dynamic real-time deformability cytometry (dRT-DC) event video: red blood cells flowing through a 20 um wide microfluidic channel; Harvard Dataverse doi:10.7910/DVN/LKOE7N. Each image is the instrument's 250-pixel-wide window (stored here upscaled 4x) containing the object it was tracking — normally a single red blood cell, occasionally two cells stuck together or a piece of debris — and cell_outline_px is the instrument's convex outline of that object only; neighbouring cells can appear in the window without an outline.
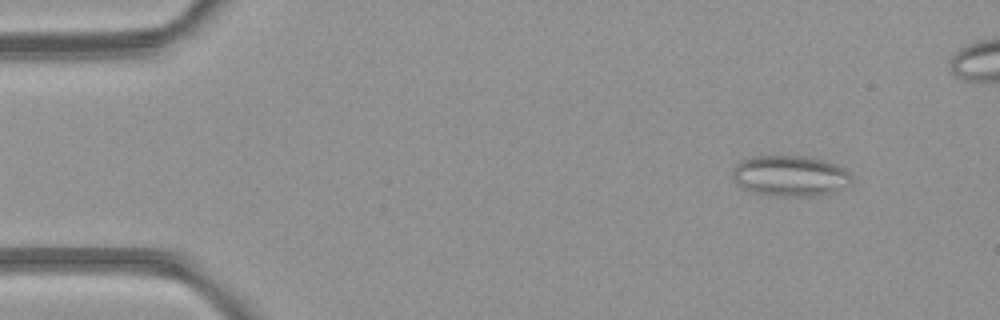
{"species": "common noctule bat (a hibernating species)", "species_latin": "Nyctalus noctula", "temperature_condition": "room temperature", "stored_images_in_passage": 5, "camera_frame_rate_fps": 3000, "um_per_image_px": 0.085, "animal": {"sex": "female", "body_mass_g": 21.9}, "frame": {"image": 1, "passage_image": 1, "time_ms": 0.0, "image_size_px": [1000, 320], "cell_outline_px": [[852, 180], [848, 184], [832, 192], [812, 196], [776, 196], [756, 192], [744, 188], [736, 184], [732, 180], [732, 168], [740, 160], [752, 156], [804, 156], [824, 160], [836, 164], [844, 168], [852, 176]], "centroid_in_image_um": [67.12, 14.93], "position_along_channel_um": 17.9, "area_um2": 28.32}}